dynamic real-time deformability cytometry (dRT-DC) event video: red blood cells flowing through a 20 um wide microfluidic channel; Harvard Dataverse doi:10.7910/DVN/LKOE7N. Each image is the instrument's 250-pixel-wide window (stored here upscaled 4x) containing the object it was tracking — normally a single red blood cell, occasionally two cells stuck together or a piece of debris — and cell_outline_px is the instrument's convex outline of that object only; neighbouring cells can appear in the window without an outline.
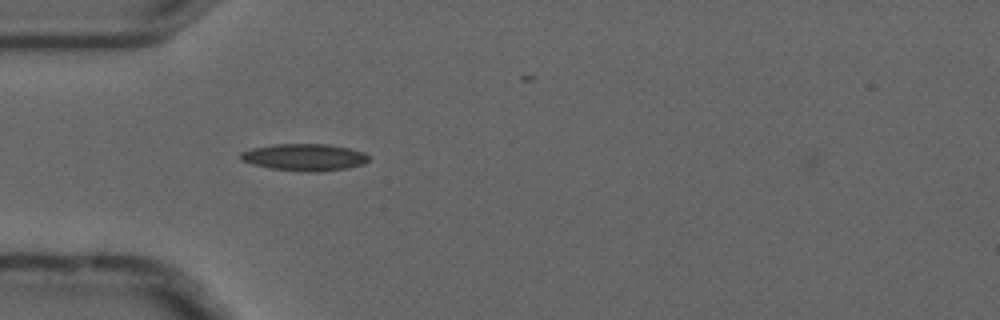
{"species": "common noctule bat (a hibernating species)", "species_latin": "Nyctalus noctula", "temperature_condition": "cold", "stored_images_in_passage": 1, "camera_frame_rate_fps": 3000, "um_per_image_px": 0.085, "animal": {"sex": "male", "forearm_length_mm": 52.5}, "frame": {"image": 1, "passage_image": 1, "time_ms": 0.0, "image_size_px": [1000, 320], "cell_outline_px": [[372, 156], [364, 164], [344, 168], [320, 172], [308, 172], [268, 168], [252, 164], [240, 160], [240, 152], [252, 148], [276, 144], [328, 144], [348, 148], [364, 152]], "centroid_in_image_um": [25.88, 13.37], "position_along_channel_um": 59.1, "area_um2": 20.23}}